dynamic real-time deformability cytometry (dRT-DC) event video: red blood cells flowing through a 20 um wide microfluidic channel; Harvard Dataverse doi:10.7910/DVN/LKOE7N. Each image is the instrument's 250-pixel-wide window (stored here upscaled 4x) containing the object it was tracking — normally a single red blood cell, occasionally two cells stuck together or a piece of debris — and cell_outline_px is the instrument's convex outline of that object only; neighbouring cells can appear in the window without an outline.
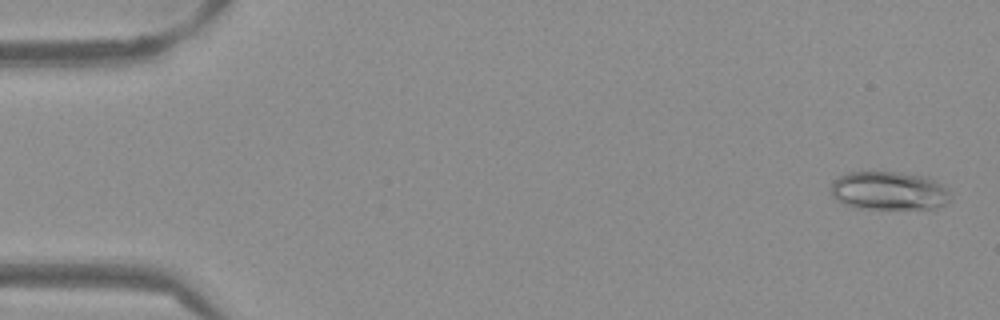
{"species": "Egyptian fruit bat (a non-hibernating species)", "species_latin": "Rousettus aegyptiacus", "temperature_condition": "warm", "stored_images_in_passage": 53, "camera_frame_rate_fps": 3000, "um_per_image_px": 0.085, "frame": {"image": 1, "passage_image": 2, "time_ms": 0.333, "image_size_px": [1000, 320], "cell_outline_px": [[952, 200], [948, 204], [936, 208], [856, 208], [844, 204], [836, 200], [832, 196], [828, 188], [832, 180], [848, 172], [900, 172], [928, 176], [936, 180], [948, 188]], "centroid_in_image_um": [75.57, 16.21], "position_along_channel_um": 9.4, "area_um2": 27.4}}
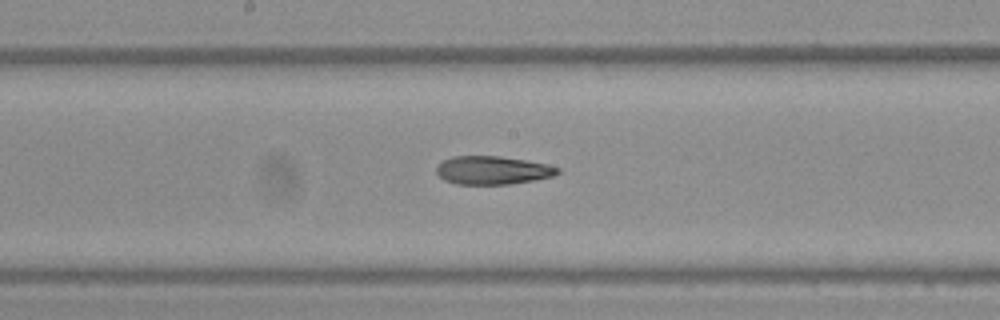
{"frame": {"image": 2, "passage_image": 28, "time_ms": 9.0, "image_size_px": [1000, 320], "cell_outline_px": [[560, 172], [552, 176], [532, 180], [508, 184], [456, 184], [444, 180], [436, 172], [436, 168], [444, 160], [452, 156], [500, 156], [524, 160], [544, 164], [560, 168]], "centroid_in_image_um": [41.84, 14.47], "position_along_channel_um": 206.4, "area_um2": 19.71}}
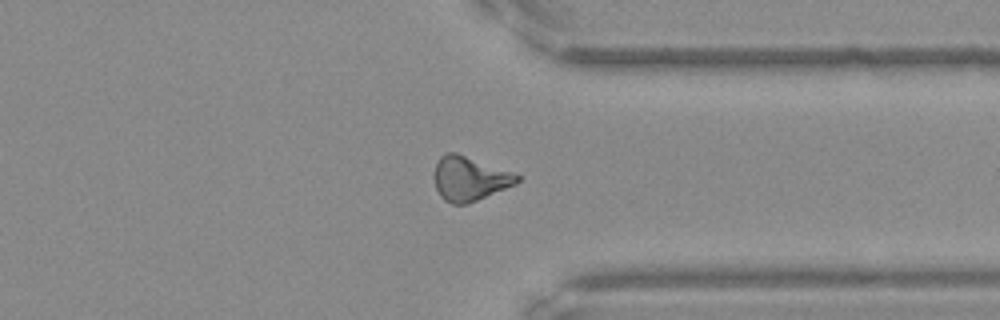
{"frame": {"image": 3, "passage_image": 41, "time_ms": 13.333, "image_size_px": [1000, 320], "cell_outline_px": [[520, 180], [516, 184], [468, 204], [452, 204], [444, 200], [440, 196], [436, 188], [432, 176], [436, 164], [440, 156], [444, 152], [456, 152], [520, 176]], "centroid_in_image_um": [39.85, 15.19], "position_along_channel_um": 371.6, "area_um2": 21.33}, "authors_computed_cell_mechanics": {"area_um2": 21.3282, "velocity_mm_per_s": 3.8544, "shape_relaxation_time_tau1_ms": null, "shape_relaxation_time_tau2_ms": 4.9761, "deformation_change_tau1": null, "deformation_change_tau2": 0.1486}}